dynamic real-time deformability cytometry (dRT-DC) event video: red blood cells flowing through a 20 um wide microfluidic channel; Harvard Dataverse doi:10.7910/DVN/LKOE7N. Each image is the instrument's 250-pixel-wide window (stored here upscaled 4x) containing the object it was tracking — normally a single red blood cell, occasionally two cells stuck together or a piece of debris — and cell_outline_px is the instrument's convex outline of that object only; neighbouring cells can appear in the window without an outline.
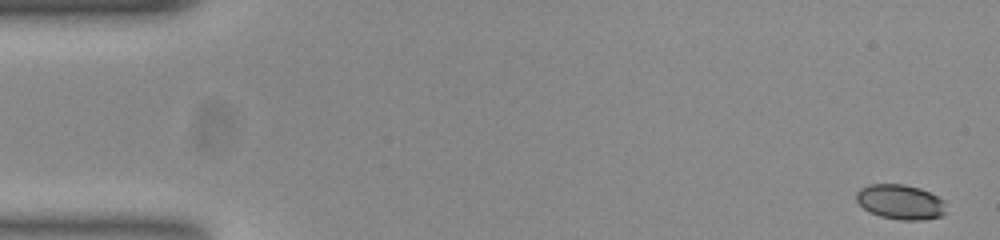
{"species": "common noctule bat (a hibernating species)", "species_latin": "Nyctalus noctula", "temperature_condition": "room temperature", "stored_images_in_passage": 54, "camera_frame_rate_fps": 3000, "um_per_image_px": 0.085, "animal": {"sex": "female", "body_mass_g": 23.0, "forearm_length_mm": 53.4}, "frame": {"image": 1, "passage_image": 1, "time_ms": 0.0, "image_size_px": [1000, 240], "cell_outline_px": [[944, 212], [940, 216], [920, 220], [900, 220], [880, 216], [868, 212], [856, 200], [856, 192], [860, 188], [868, 184], [904, 184], [920, 188], [944, 200]], "centroid_in_image_um": [76.48, 17.16], "position_along_channel_um": 8.5, "area_um2": 18.15}}
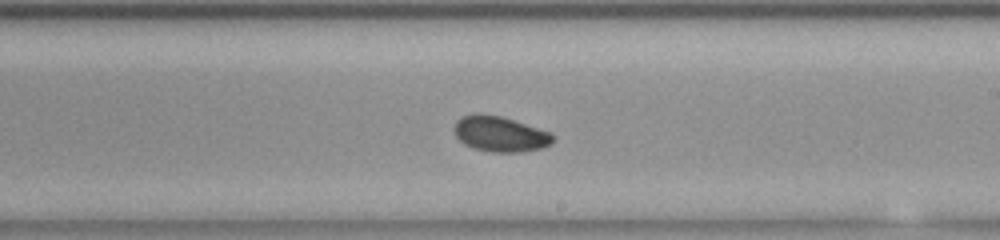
{"frame": {"image": 2, "passage_image": 31, "time_ms": 10.0, "image_size_px": [1000, 240], "cell_outline_px": [[552, 140], [548, 144], [540, 148], [520, 152], [492, 152], [472, 148], [464, 144], [456, 136], [452, 128], [456, 120], [460, 116], [476, 112], [500, 116], [552, 132]], "centroid_in_image_um": [42.42, 11.37], "position_along_channel_um": 246.6, "area_um2": 20.46}}
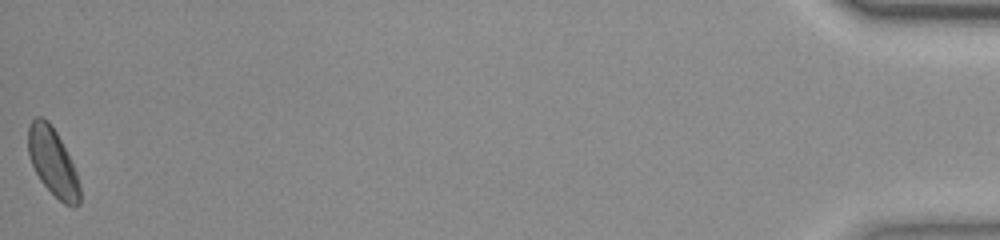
{"frame": {"image": 3, "passage_image": 54, "time_ms": 17.667, "image_size_px": [1000, 240], "cell_outline_px": [[80, 204], [64, 204], [40, 180], [32, 164], [28, 152], [28, 124], [36, 116], [40, 116], [48, 120], [56, 132], [76, 172], [80, 184]], "centroid_in_image_um": [4.46, 13.74], "position_along_channel_um": 430.7, "area_um2": 19.88}, "authors_computed_cell_mechanics": {"area_um2": 19.9988, "velocity_mm_per_s": 3.7465, "shape_relaxation_time_tau1_ms": 5.4158, "shape_relaxation_time_tau2_ms": 9.8587, "deformation_change_tau1": 0.0906, "deformation_change_tau2": 0.1116}}